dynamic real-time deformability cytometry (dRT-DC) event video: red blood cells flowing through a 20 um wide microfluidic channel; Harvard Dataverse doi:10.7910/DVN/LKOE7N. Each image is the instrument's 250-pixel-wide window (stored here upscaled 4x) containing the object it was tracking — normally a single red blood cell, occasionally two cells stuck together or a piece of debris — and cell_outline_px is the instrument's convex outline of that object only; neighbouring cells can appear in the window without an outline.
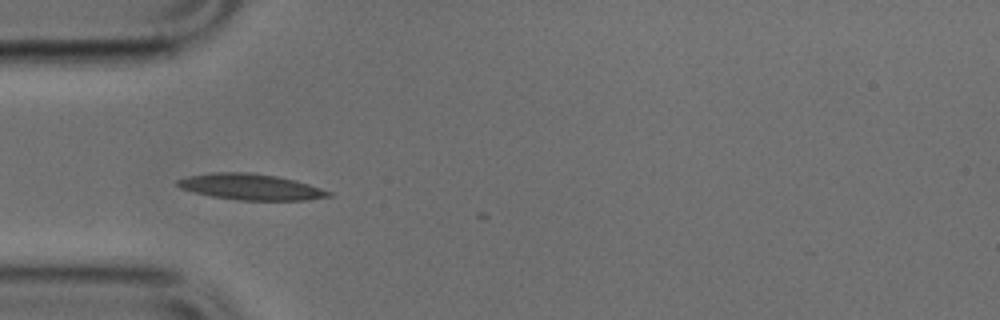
{"species": "common noctule bat (a hibernating species)", "species_latin": "Nyctalus noctula", "temperature_condition": "cold", "stored_images_in_passage": 3, "camera_frame_rate_fps": 3000, "um_per_image_px": 0.085, "animal": {"sex": "male", "body_mass_g": 17.9, "forearm_length_mm": 54.2}, "frame": {"image": 1, "passage_image": 1, "time_ms": 0.0, "image_size_px": [1000, 320], "cell_outline_px": [[332, 196], [304, 200], [240, 200], [212, 196], [180, 188], [176, 184], [176, 180], [188, 176], [212, 172], [248, 172], [276, 176], [308, 184], [332, 192]], "centroid_in_image_um": [21.29, 15.88], "position_along_channel_um": 63.7, "area_um2": 22.6}}